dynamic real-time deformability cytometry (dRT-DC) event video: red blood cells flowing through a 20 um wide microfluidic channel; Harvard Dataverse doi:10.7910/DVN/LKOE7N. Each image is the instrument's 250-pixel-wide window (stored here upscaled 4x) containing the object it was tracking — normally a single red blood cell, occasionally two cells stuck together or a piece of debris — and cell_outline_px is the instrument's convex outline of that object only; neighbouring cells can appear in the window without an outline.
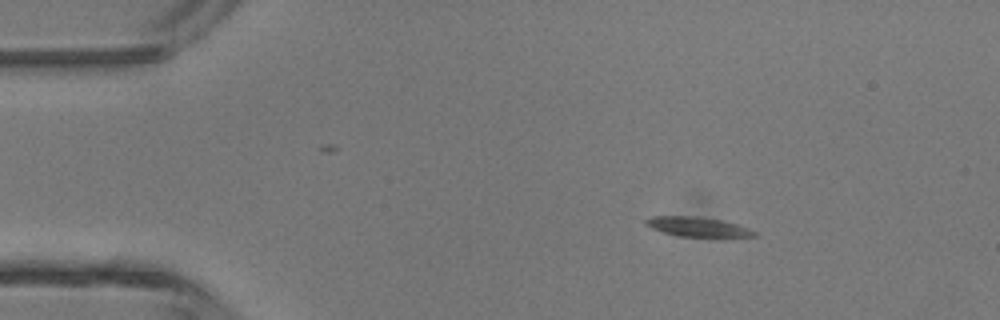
{"species": "common noctule bat (a hibernating species)", "species_latin": "Nyctalus noctula", "temperature_condition": "room temperature", "stored_images_in_passage": 4, "camera_frame_rate_fps": 3000, "um_per_image_px": 0.085, "animal": {"sex": "male", "body_mass_g": 13.3}, "frame": {"image": 1, "passage_image": 1, "time_ms": 0.0, "image_size_px": [1000, 320], "cell_outline_px": [[756, 236], [680, 236], [664, 232], [652, 228], [644, 224], [644, 220], [652, 216], [696, 216], [720, 220], [736, 224], [748, 228], [756, 232]], "centroid_in_image_um": [59.23, 19.26], "position_along_channel_um": 25.8, "area_um2": 12.02}}
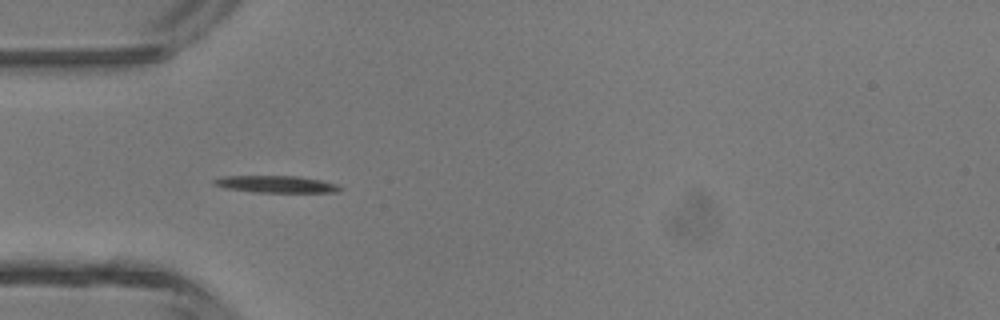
{"frame": {"image": 2, "passage_image": 3, "time_ms": 0.667, "image_size_px": [1000, 320], "cell_outline_px": [[344, 188], [340, 192], [252, 192], [224, 188], [212, 184], [212, 180], [224, 176], [296, 176], [320, 180], [336, 184]], "centroid_in_image_um": [23.45, 15.66], "position_along_channel_um": 61.5, "area_um2": 12.48}}
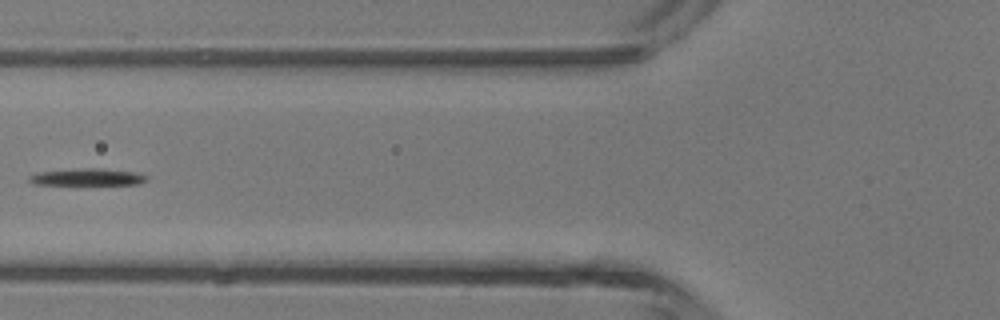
{"frame": {"image": 3, "passage_image": 4, "time_ms": 1.0, "image_size_px": [1000, 320], "cell_outline_px": [[148, 180], [140, 184], [36, 184], [28, 180], [28, 176], [40, 172], [84, 168], [100, 168], [136, 172], [148, 176]], "centroid_in_image_um": [7.5, 15.04], "position_along_channel_um": 118.3, "area_um2": 11.44}}